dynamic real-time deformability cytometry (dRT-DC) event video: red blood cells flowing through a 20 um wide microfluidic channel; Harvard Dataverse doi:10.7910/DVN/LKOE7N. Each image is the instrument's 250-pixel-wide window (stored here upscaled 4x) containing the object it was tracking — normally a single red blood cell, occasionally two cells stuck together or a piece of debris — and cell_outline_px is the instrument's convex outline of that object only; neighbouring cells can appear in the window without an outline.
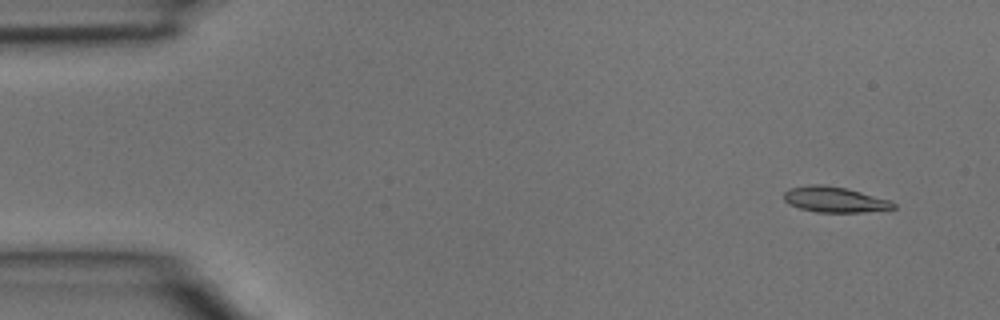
{"species": "common noctule bat (a hibernating species)", "species_latin": "Nyctalus noctula", "temperature_condition": "room temperature", "stored_images_in_passage": 3, "camera_frame_rate_fps": 3000, "um_per_image_px": 0.085, "animal": {"sex": "male", "body_mass_g": 15.6}, "frame": {"image": 1, "passage_image": 1, "time_ms": 0.0, "image_size_px": [1000, 320], "cell_outline_px": [[896, 208], [864, 212], [816, 212], [800, 208], [788, 204], [784, 200], [784, 192], [788, 188], [812, 184], [824, 184], [848, 188], [888, 200], [896, 204]], "centroid_in_image_um": [70.91, 16.95], "position_along_channel_um": 14.1, "area_um2": 16.36}}